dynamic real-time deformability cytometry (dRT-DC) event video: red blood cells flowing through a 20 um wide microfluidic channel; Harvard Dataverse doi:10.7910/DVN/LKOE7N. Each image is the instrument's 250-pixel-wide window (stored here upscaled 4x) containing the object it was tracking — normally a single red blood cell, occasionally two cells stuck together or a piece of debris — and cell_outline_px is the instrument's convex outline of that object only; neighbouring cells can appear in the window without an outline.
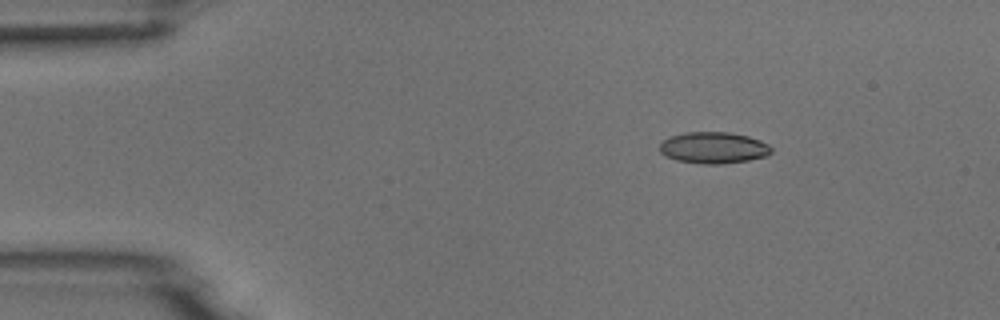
{"species": "common noctule bat (a hibernating species)", "species_latin": "Nyctalus noctula", "temperature_condition": "room temperature", "stored_images_in_passage": 7, "camera_frame_rate_fps": 3000, "um_per_image_px": 0.085, "animal": {"sex": "male", "body_mass_g": 18.8}, "frame": {"image": 1, "passage_image": 3, "time_ms": 0.667, "image_size_px": [1000, 320], "cell_outline_px": [[772, 152], [768, 156], [748, 160], [720, 164], [704, 164], [676, 160], [664, 156], [660, 152], [660, 144], [664, 140], [672, 136], [688, 132], [728, 132], [748, 136], [760, 140], [768, 144], [772, 148]], "centroid_in_image_um": [60.67, 12.56], "position_along_channel_um": 24.3, "area_um2": 20.46}}
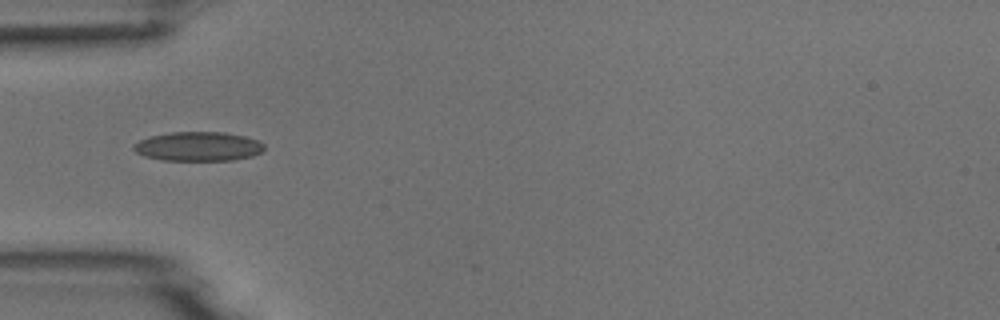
{"frame": {"image": 2, "passage_image": 5, "time_ms": 1.333, "image_size_px": [1000, 320], "cell_outline_px": [[264, 148], [260, 152], [252, 156], [232, 160], [164, 160], [144, 156], [136, 152], [132, 148], [132, 144], [140, 140], [152, 136], [172, 132], [224, 132], [244, 136], [256, 140], [264, 144]], "centroid_in_image_um": [16.83, 12.44], "position_along_channel_um": 68.2, "area_um2": 22.08}}